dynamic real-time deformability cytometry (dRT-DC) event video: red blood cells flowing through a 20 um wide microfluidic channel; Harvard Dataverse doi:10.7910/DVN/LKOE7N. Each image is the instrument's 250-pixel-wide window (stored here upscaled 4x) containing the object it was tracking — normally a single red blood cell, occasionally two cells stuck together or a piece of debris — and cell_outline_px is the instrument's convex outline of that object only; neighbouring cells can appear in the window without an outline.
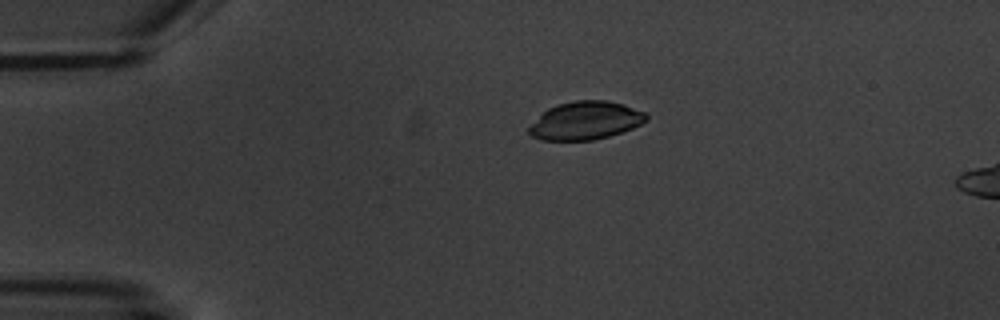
{"species": "common noctule bat (a hibernating species)", "species_latin": "Nyctalus noctula", "temperature_condition": "warm", "stored_images_in_passage": 4, "camera_frame_rate_fps": 3000, "um_per_image_px": 0.085, "animal": {"sex": "male", "body_mass_g": 20.1, "forearm_length_mm": 53.5}, "frame": {"image": 1, "passage_image": 2, "time_ms": 1.333, "image_size_px": [1000, 320], "cell_outline_px": [[648, 120], [632, 128], [608, 136], [592, 140], [540, 140], [532, 136], [528, 132], [528, 128], [548, 108], [560, 104], [576, 100], [608, 100], [624, 104], [644, 112], [648, 116]], "centroid_in_image_um": [49.78, 10.25], "position_along_channel_um": 35.2, "area_um2": 25.78}}